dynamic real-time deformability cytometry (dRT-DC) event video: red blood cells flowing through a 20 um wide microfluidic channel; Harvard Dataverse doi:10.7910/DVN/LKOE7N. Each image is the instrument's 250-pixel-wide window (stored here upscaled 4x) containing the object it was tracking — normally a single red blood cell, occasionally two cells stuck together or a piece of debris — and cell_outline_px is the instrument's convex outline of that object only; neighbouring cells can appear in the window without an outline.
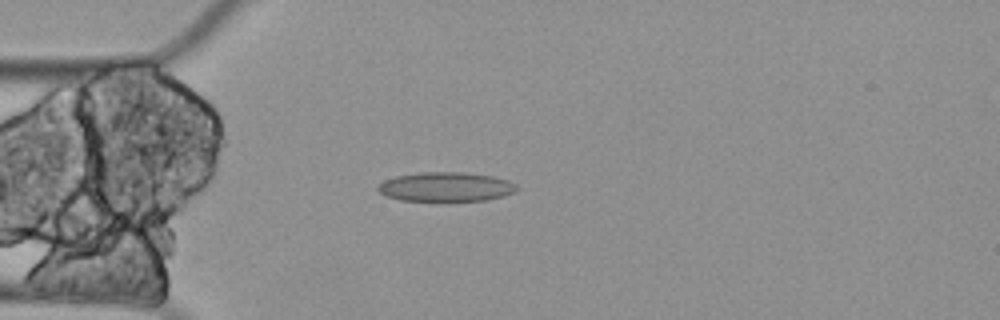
{"species": "Egyptian fruit bat (a non-hibernating species)", "species_latin": "Rousettus aegyptiacus", "temperature_condition": "cold", "stored_images_in_passage": 5, "camera_frame_rate_fps": 3000, "um_per_image_px": 0.085, "animal": {"sex": "female"}, "frame": {"image": 1, "passage_image": 4, "time_ms": 1.0, "image_size_px": [1000, 320], "cell_outline_px": [[520, 188], [516, 192], [504, 196], [484, 200], [400, 200], [388, 196], [380, 192], [376, 188], [384, 180], [396, 176], [420, 172], [464, 172], [492, 176], [508, 180], [516, 184]], "centroid_in_image_um": [37.94, 15.87], "position_along_channel_um": 47.1, "area_um2": 23.58}}